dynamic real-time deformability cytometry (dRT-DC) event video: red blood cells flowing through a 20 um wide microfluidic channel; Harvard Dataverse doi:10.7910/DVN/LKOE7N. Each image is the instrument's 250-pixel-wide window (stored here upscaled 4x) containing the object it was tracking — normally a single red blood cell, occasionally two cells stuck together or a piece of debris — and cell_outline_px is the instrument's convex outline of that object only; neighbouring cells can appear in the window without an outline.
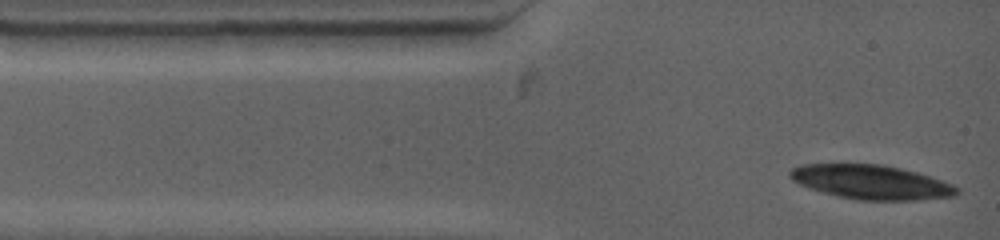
{"species": "common noctule bat (a hibernating species)", "species_latin": "Nyctalus noctula", "temperature_condition": "warm", "stored_images_in_passage": 2, "camera_frame_rate_fps": 4500, "um_per_image_px": 0.085, "animal": {"sex": "female", "body_mass_g": 19.0, "forearm_length_mm": 53.3}, "frame": {"image": 1, "passage_image": 1, "time_ms": 0.0, "image_size_px": [1000, 240], "cell_outline_px": [[960, 192], [952, 196], [916, 200], [856, 200], [808, 188], [792, 180], [788, 176], [788, 172], [792, 168], [800, 164], [880, 164], [900, 168], [916, 172], [952, 184], [960, 188]], "centroid_in_image_um": [74.02, 15.47], "position_along_channel_um": 11.0, "area_um2": 33.12}}